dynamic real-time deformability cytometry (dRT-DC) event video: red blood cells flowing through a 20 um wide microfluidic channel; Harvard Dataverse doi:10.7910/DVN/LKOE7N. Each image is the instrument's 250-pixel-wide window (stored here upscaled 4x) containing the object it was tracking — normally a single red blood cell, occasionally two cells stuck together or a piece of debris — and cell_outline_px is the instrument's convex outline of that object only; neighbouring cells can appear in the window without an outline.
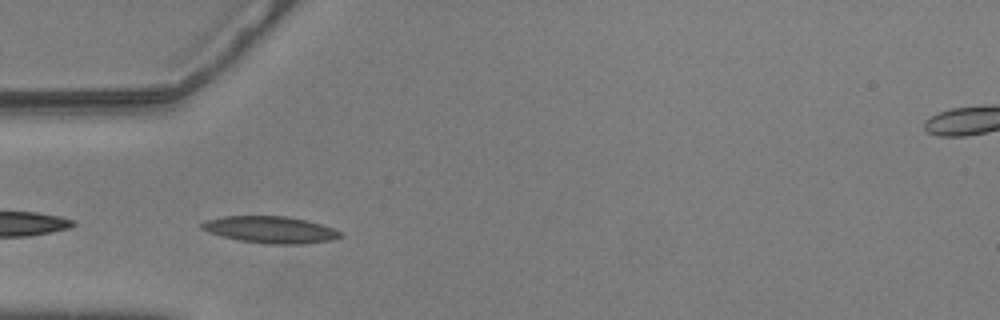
{"species": "common noctule bat (a hibernating species)", "species_latin": "Nyctalus noctula", "temperature_condition": "warm", "stored_images_in_passage": 6, "camera_frame_rate_fps": 3000, "um_per_image_px": 0.085, "animal": {"sex": "male", "body_mass_g": 20.5, "forearm_length_mm": 52.5}, "frame": {"image": 1, "passage_image": 3, "time_ms": 0.667, "image_size_px": [1000, 320], "cell_outline_px": [[344, 236], [332, 240], [304, 244], [268, 244], [240, 240], [208, 232], [200, 228], [200, 224], [208, 220], [224, 216], [284, 216], [308, 220], [344, 232]], "centroid_in_image_um": [23.04, 19.52], "position_along_channel_um": 62.0, "area_um2": 21.62}}